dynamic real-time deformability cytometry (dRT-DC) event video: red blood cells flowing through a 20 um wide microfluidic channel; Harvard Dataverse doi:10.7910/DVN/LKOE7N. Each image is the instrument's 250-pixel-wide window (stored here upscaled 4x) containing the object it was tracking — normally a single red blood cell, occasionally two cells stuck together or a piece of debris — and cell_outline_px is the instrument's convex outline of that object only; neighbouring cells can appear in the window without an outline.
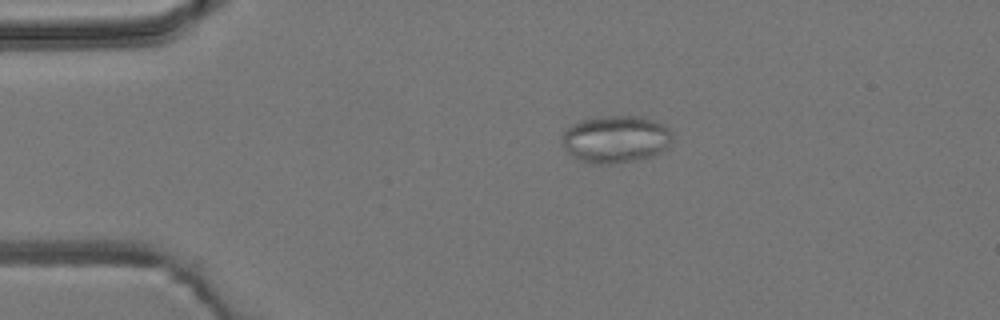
{"species": "common noctule bat (a hibernating species)", "species_latin": "Nyctalus noctula", "temperature_condition": "room temperature", "stored_images_in_passage": 2, "camera_frame_rate_fps": 3000, "um_per_image_px": 0.085, "animal": {"sex": "male", "body_mass_g": 19.2, "forearm_length_mm": 51.8}, "frame": {"image": 1, "passage_image": 1, "time_ms": 0.0, "image_size_px": [1000, 320], "cell_outline_px": [[672, 140], [660, 152], [652, 156], [632, 160], [608, 164], [592, 164], [580, 160], [572, 156], [564, 148], [560, 136], [572, 124], [580, 120], [604, 116], [640, 116], [664, 124], [672, 132]], "centroid_in_image_um": [52.3, 11.82], "position_along_channel_um": 32.7, "area_um2": 30.35}}